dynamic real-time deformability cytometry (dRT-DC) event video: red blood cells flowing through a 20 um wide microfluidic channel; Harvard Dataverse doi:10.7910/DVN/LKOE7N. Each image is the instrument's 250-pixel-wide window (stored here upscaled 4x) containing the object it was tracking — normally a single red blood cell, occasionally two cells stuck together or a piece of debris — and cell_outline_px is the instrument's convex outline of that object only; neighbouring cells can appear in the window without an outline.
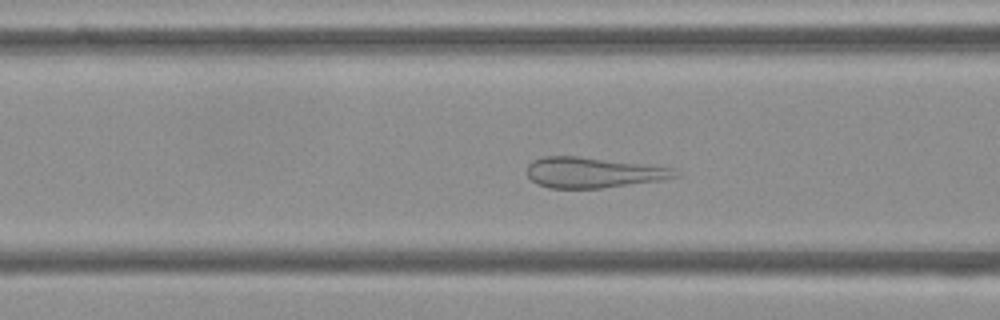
{"species": "Egyptian fruit bat (a non-hibernating species)", "species_latin": "Rousettus aegyptiacus", "temperature_condition": "cold", "stored_images_in_passage": 53, "camera_frame_rate_fps": 3000, "um_per_image_px": 0.085, "frame": {"image": 1, "passage_image": 20, "time_ms": 6.333, "image_size_px": [1000, 320], "cell_outline_px": [[680, 176], [660, 180], [600, 188], [548, 188], [536, 184], [528, 176], [528, 164], [532, 160], [544, 156], [576, 156], [644, 164], [676, 168]], "centroid_in_image_um": [50.4, 14.66], "position_along_channel_um": 116.2, "area_um2": 26.24}}
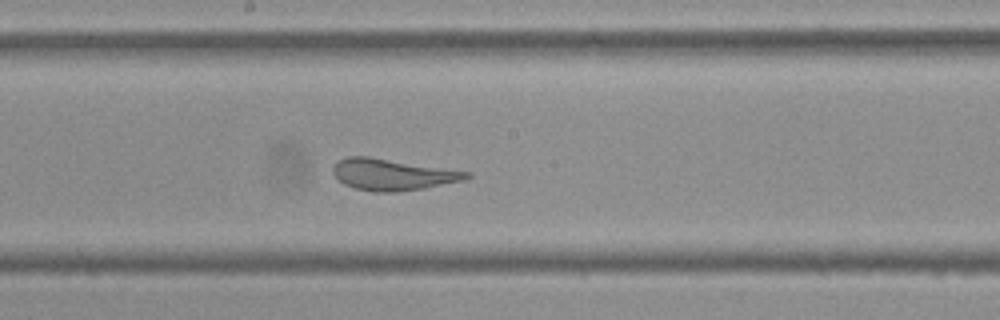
{"frame": {"image": 2, "passage_image": 28, "time_ms": 9.0, "image_size_px": [1000, 320], "cell_outline_px": [[472, 176], [464, 180], [424, 188], [396, 192], [372, 192], [356, 188], [344, 184], [332, 172], [332, 164], [348, 156], [368, 156], [472, 172]], "centroid_in_image_um": [33.37, 14.83], "position_along_channel_um": 214.8, "area_um2": 24.45}}
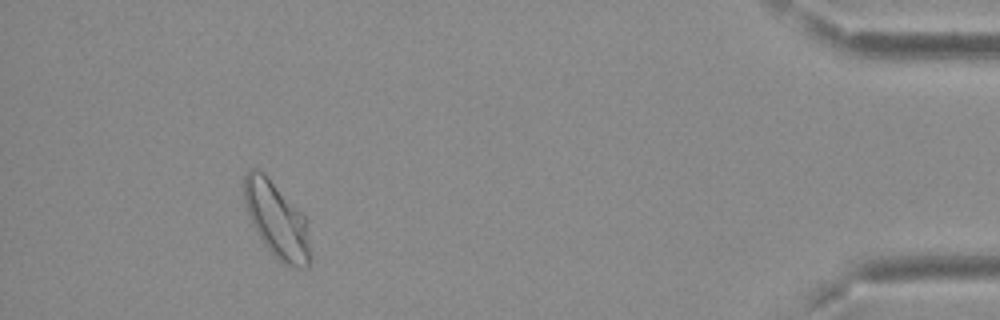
{"frame": {"image": 3, "passage_image": 49, "time_ms": 16.0, "image_size_px": [1000, 320], "cell_outline_px": [[312, 256], [308, 268], [296, 268], [284, 264], [264, 244], [256, 232], [252, 224], [244, 204], [244, 176], [252, 168], [256, 168], [264, 172], [304, 216]], "centroid_in_image_um": [23.52, 18.72], "position_along_channel_um": 411.7, "area_um2": 28.96}}